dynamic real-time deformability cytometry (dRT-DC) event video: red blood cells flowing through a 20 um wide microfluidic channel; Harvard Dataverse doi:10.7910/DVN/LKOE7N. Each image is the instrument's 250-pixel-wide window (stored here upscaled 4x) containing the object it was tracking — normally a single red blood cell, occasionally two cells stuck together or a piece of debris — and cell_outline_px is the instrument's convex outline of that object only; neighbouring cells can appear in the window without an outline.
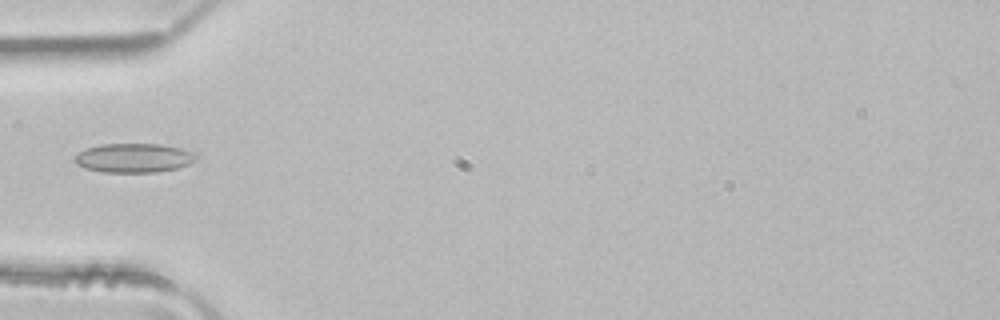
{"species": "common noctule bat (a hibernating species)", "species_latin": "Nyctalus noctula", "temperature_condition": "room temperature", "stored_images_in_passage": 4, "camera_frame_rate_fps": 3000, "um_per_image_px": 0.085, "animal": {"sex": "male", "body_mass_g": 21.5, "forearm_length_mm": 52.0}, "frame": {"image": 1, "passage_image": 4, "time_ms": 1.0, "image_size_px": [1000, 320], "cell_outline_px": [[196, 160], [188, 164], [176, 168], [156, 172], [104, 172], [84, 168], [76, 164], [76, 156], [80, 152], [88, 148], [100, 144], [160, 144], [180, 148], [196, 152]], "centroid_in_image_um": [11.4, 13.42], "position_along_channel_um": 73.6, "area_um2": 20.46}}